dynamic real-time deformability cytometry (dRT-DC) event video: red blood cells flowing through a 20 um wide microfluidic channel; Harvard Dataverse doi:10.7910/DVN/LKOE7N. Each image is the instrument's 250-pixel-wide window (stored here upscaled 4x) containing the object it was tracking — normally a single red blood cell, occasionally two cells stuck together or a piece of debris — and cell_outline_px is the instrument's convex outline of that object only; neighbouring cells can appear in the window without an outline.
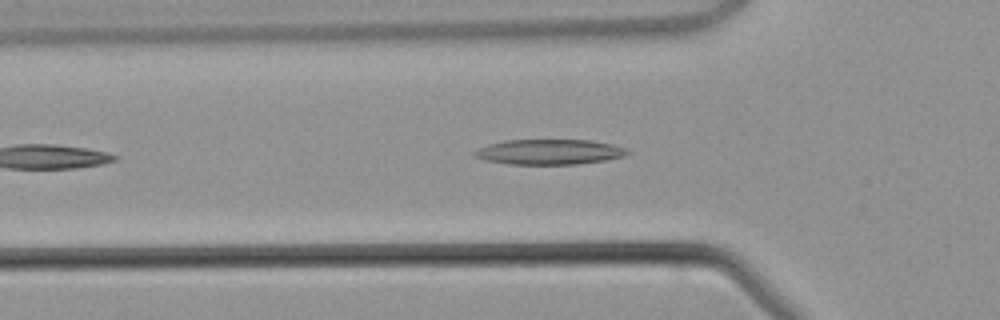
{"species": "common noctule bat (a hibernating species)", "species_latin": "Nyctalus noctula", "temperature_condition": "warm", "stored_images_in_passage": 34, "camera_frame_rate_fps": 3000, "um_per_image_px": 0.085, "animal": {"sex": "male", "body_mass_g": 21.5, "forearm_length_mm": 52.0}, "frame": {"image": 1, "passage_image": 4, "time_ms": 1.0, "image_size_px": [1000, 320], "cell_outline_px": [[632, 152], [624, 156], [604, 160], [580, 164], [508, 164], [484, 160], [476, 156], [472, 152], [488, 144], [504, 140], [592, 140], [612, 144], [624, 148]], "centroid_in_image_um": [46.7, 12.91], "position_along_channel_um": 79.1, "area_um2": 22.43}}
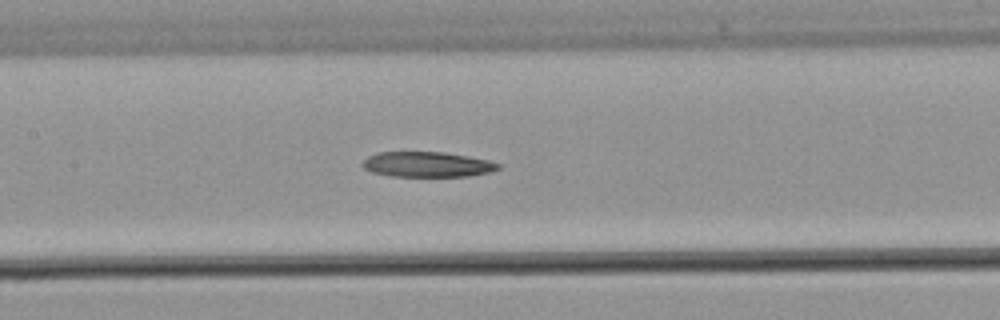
{"frame": {"image": 2, "passage_image": 10, "time_ms": 3.0, "image_size_px": [1000, 320], "cell_outline_px": [[500, 168], [488, 172], [468, 176], [388, 176], [372, 172], [364, 168], [360, 164], [368, 156], [380, 152], [444, 152], [468, 156], [488, 160], [500, 164]], "centroid_in_image_um": [36.28, 13.97], "position_along_channel_um": 171.1, "area_um2": 19.88}}
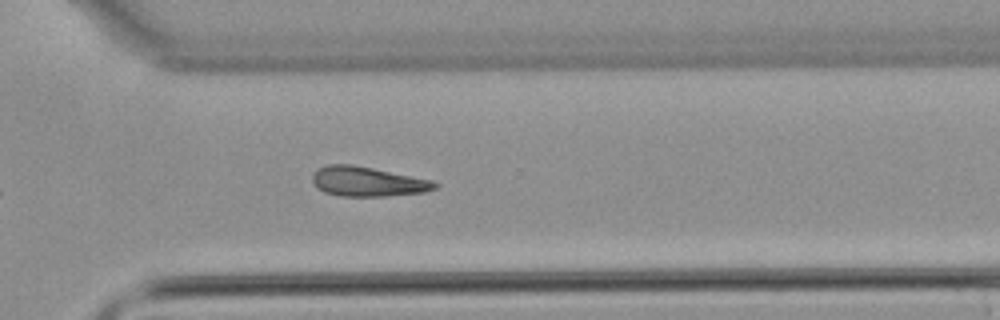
{"frame": {"image": 3, "passage_image": 21, "time_ms": 6.667, "image_size_px": [1000, 320], "cell_outline_px": [[440, 184], [436, 188], [424, 192], [388, 196], [340, 196], [324, 192], [316, 188], [312, 180], [312, 176], [320, 168], [328, 164], [352, 164], [432, 180]], "centroid_in_image_um": [31.25, 15.44], "position_along_channel_um": 339.4, "area_um2": 21.1}}